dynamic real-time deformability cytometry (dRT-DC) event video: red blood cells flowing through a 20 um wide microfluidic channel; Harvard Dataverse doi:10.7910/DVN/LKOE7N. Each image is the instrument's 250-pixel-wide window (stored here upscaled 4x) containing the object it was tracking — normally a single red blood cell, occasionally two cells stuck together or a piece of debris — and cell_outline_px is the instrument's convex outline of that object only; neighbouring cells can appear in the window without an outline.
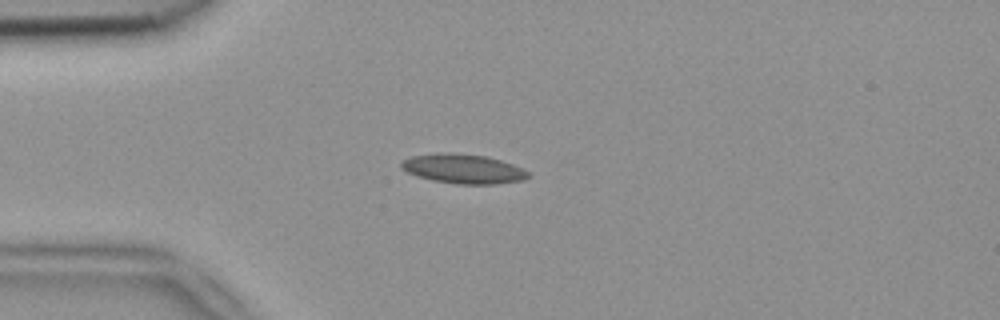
{"species": "common noctule bat (a hibernating species)", "species_latin": "Nyctalus noctula", "temperature_condition": "room temperature", "stored_images_in_passage": 6, "camera_frame_rate_fps": 3000, "um_per_image_px": 0.085, "animal": {"sex": "female", "body_mass_g": 18.4}, "frame": {"image": 1, "passage_image": 4, "time_ms": 1.0, "image_size_px": [1000, 320], "cell_outline_px": [[528, 176], [524, 180], [496, 184], [456, 184], [432, 180], [416, 176], [400, 168], [400, 160], [412, 156], [488, 156], [524, 168], [528, 172]], "centroid_in_image_um": [39.42, 14.41], "position_along_channel_um": 45.6, "area_um2": 20.75}}